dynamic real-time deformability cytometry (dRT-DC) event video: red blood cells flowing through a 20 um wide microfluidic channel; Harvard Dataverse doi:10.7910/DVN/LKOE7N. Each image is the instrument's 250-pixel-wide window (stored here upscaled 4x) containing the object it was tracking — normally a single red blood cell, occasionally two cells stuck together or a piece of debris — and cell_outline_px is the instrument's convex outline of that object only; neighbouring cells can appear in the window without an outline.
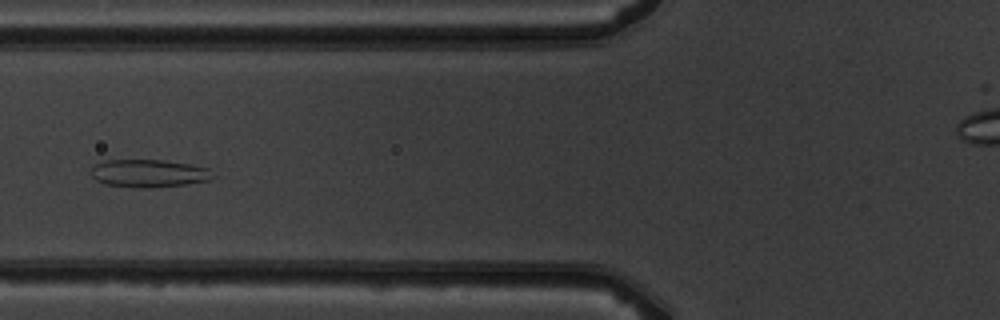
{"species": "common noctule bat (a hibernating species)", "species_latin": "Nyctalus noctula", "temperature_condition": "warm", "stored_images_in_passage": 6, "camera_frame_rate_fps": 3000, "um_per_image_px": 0.085, "animal": {"sex": "male", "body_mass_g": 19.5, "forearm_length_mm": 54.6}, "frame": {"image": 1, "passage_image": 6, "time_ms": 6.667, "image_size_px": [1000, 320], "cell_outline_px": [[216, 176], [208, 180], [188, 184], [148, 188], [140, 188], [104, 184], [96, 180], [92, 176], [92, 164], [104, 160], [164, 160], [192, 164], [208, 168]], "centroid_in_image_um": [12.65, 14.73], "position_along_channel_um": 113.2, "area_um2": 19.94}}